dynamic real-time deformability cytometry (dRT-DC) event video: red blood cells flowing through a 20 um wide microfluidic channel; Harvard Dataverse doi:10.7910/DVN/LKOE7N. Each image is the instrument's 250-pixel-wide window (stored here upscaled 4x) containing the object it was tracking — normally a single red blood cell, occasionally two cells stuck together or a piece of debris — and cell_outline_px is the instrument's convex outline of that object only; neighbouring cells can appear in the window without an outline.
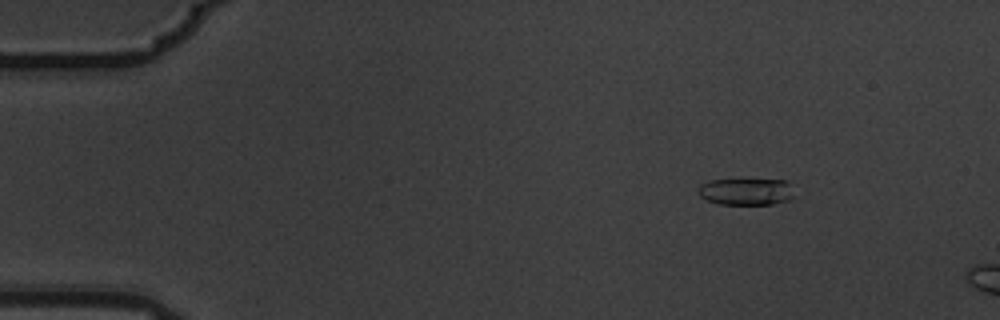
{"species": "common noctule bat (a hibernating species)", "species_latin": "Nyctalus noctula", "temperature_condition": "warm", "stored_images_in_passage": 5, "camera_frame_rate_fps": 3000, "um_per_image_px": 0.085, "animal": {"sex": "male", "body_mass_g": 19.5, "forearm_length_mm": 54.6}, "frame": {"image": 1, "passage_image": 3, "time_ms": 0.667, "image_size_px": [1000, 320], "cell_outline_px": [[792, 196], [788, 200], [772, 204], [720, 204], [708, 200], [700, 196], [700, 184], [708, 180], [788, 180]], "centroid_in_image_um": [63.41, 16.28], "position_along_channel_um": 21.6, "area_um2": 14.68}}